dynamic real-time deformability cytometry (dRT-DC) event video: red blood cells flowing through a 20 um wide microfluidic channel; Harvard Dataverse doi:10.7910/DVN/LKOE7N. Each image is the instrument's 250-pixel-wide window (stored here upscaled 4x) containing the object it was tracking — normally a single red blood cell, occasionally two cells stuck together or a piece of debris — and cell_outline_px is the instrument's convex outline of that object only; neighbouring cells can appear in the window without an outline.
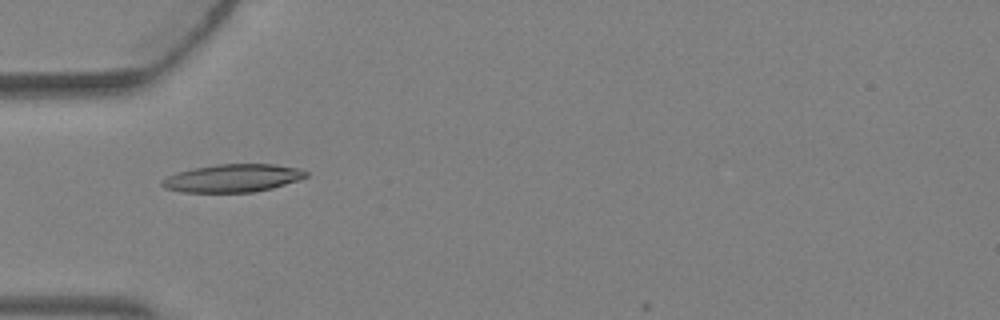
{"species": "Egyptian fruit bat (a non-hibernating species)", "species_latin": "Rousettus aegyptiacus", "temperature_condition": "warm", "stored_images_in_passage": 2, "camera_frame_rate_fps": 3000, "um_per_image_px": 0.085, "animal": {"sex": "female"}, "frame": {"image": 1, "passage_image": 1, "time_ms": 0.0, "image_size_px": [1000, 320], "cell_outline_px": [[308, 176], [300, 180], [272, 188], [252, 192], [180, 192], [164, 188], [160, 184], [160, 180], [168, 176], [192, 168], [216, 164], [276, 164], [300, 168], [308, 172]], "centroid_in_image_um": [19.8, 15.14], "position_along_channel_um": 65.2, "area_um2": 23.58}}
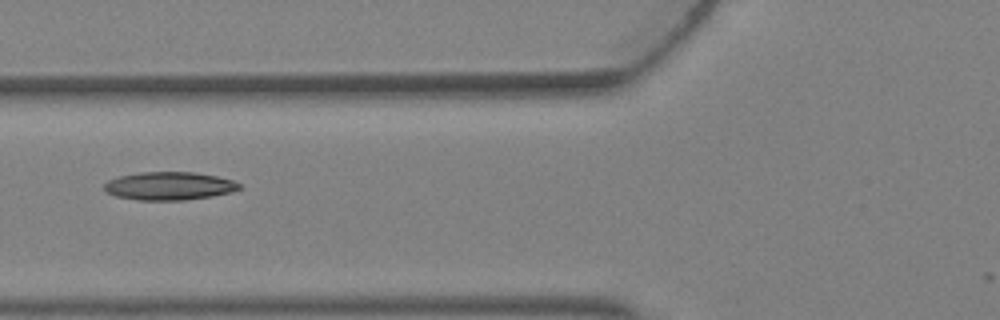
{"frame": {"image": 2, "passage_image": 2, "time_ms": 0.333, "image_size_px": [1000, 320], "cell_outline_px": [[240, 188], [232, 192], [212, 196], [184, 200], [136, 200], [116, 196], [104, 192], [104, 184], [108, 180], [120, 176], [140, 172], [196, 172], [216, 176], [232, 180], [240, 184]], "centroid_in_image_um": [14.36, 15.81], "position_along_channel_um": 111.4, "area_um2": 22.2}}